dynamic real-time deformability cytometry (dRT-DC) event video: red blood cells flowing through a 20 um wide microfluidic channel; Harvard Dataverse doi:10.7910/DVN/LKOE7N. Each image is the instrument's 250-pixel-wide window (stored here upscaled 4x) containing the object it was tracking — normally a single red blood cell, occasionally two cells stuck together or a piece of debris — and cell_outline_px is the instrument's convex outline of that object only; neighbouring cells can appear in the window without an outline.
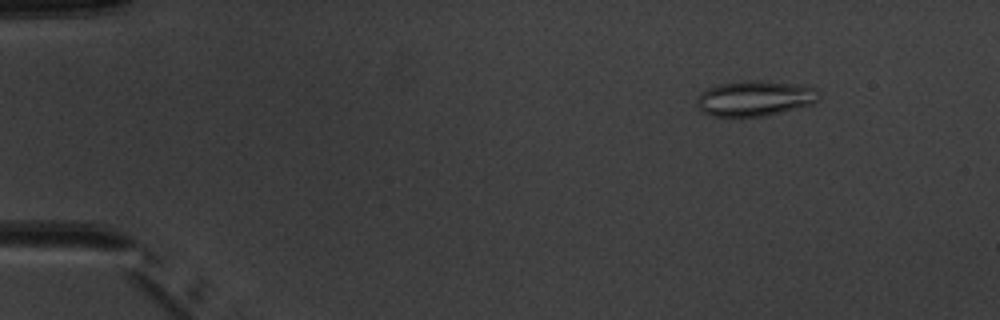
{"species": "common noctule bat (a hibernating species)", "species_latin": "Nyctalus noctula", "temperature_condition": "warm", "stored_images_in_passage": 5, "camera_frame_rate_fps": 3000, "um_per_image_px": 0.085, "animal": {"sex": "male", "body_mass_g": 20.1, "forearm_length_mm": 53.5}, "frame": {"image": 1, "passage_image": 2, "time_ms": 1.333, "image_size_px": [1000, 320], "cell_outline_px": [[820, 100], [812, 104], [768, 116], [712, 116], [704, 112], [696, 104], [696, 100], [700, 92], [708, 88], [720, 84], [748, 80], [760, 80], [792, 84], [816, 88], [820, 92]], "centroid_in_image_um": [64.19, 8.36], "position_along_channel_um": 20.8, "area_um2": 25.2}}
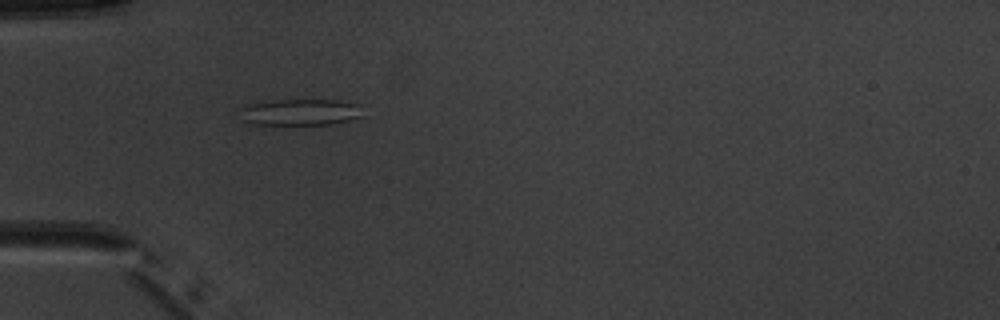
{"frame": {"image": 2, "passage_image": 5, "time_ms": 4.667, "image_size_px": [1000, 320], "cell_outline_px": [[364, 116], [332, 124], [256, 124], [244, 120], [240, 108], [248, 104], [272, 100], [336, 100], [356, 104]], "centroid_in_image_um": [25.52, 9.53], "position_along_channel_um": 59.5, "area_um2": 18.55}}